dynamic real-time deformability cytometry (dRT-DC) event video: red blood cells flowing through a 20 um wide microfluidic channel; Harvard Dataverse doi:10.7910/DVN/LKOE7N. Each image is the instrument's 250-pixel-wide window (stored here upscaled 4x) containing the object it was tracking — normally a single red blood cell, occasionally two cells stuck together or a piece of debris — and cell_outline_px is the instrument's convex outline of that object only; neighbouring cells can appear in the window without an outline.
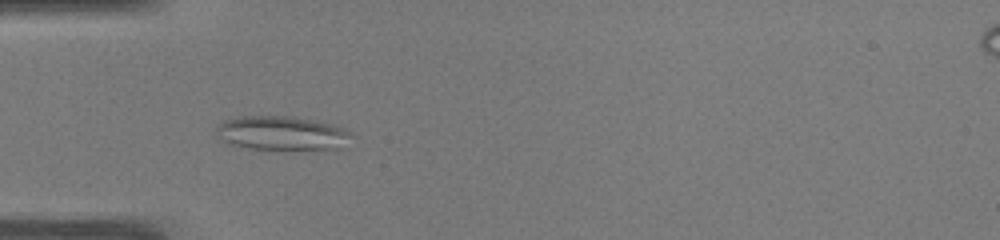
{"species": "common noctule bat (a hibernating species)", "species_latin": "Nyctalus noctula", "temperature_condition": "warm", "stored_images_in_passage": 43, "camera_frame_rate_fps": 3000, "um_per_image_px": 0.085, "animal": {"sex": "male", "body_mass_g": 19.0, "forearm_length_mm": 50.8}, "frame": {"image": 1, "passage_image": 9, "time_ms": 2.667, "image_size_px": [1000, 240], "cell_outline_px": [[352, 136], [348, 148], [284, 152], [252, 148], [228, 144], [216, 132], [216, 128], [224, 120], [236, 116], [292, 116], [324, 120], [344, 128], [352, 132]], "centroid_in_image_um": [24.11, 11.35], "position_along_channel_um": 60.9, "area_um2": 28.38}}
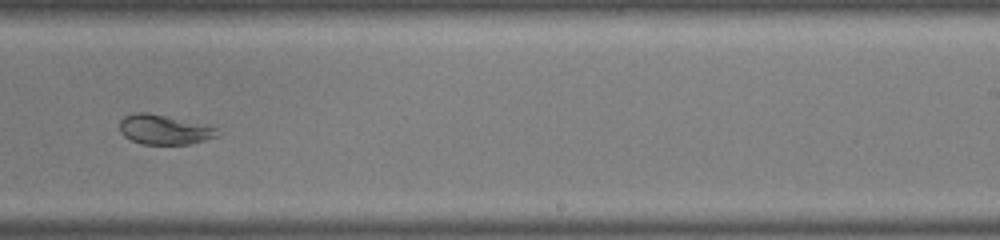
{"frame": {"image": 2, "passage_image": 25, "time_ms": 8.0, "image_size_px": [1000, 240], "cell_outline_px": [[220, 136], [192, 144], [140, 144], [124, 136], [120, 132], [120, 120], [124, 116], [132, 112], [148, 112], [204, 124], [216, 128], [220, 132]], "centroid_in_image_um": [13.96, 11.02], "position_along_channel_um": 275.0, "area_um2": 17.11}}
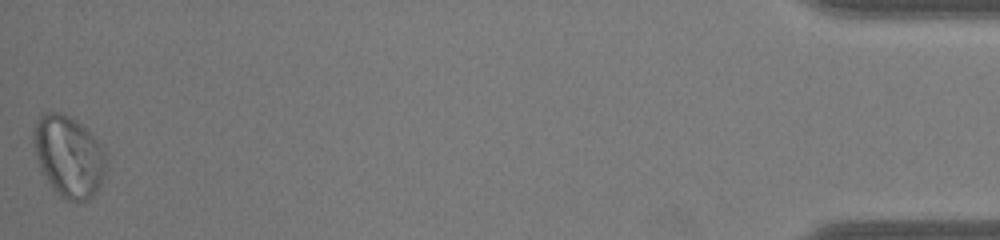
{"frame": {"image": 3, "passage_image": 43, "time_ms": 14.0, "image_size_px": [1000, 240], "cell_outline_px": [[108, 160], [104, 180], [96, 192], [88, 200], [68, 200], [60, 196], [48, 180], [40, 168], [36, 156], [32, 140], [36, 124], [40, 112], [60, 112], [68, 116], [80, 124], [104, 148]], "centroid_in_image_um": [5.87, 13.28], "position_along_channel_um": 429.3, "area_um2": 34.22}}